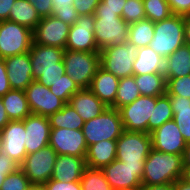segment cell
<instances>
[{"label":"cell","mask_w":190,"mask_h":190,"mask_svg":"<svg viewBox=\"0 0 190 190\" xmlns=\"http://www.w3.org/2000/svg\"><path fill=\"white\" fill-rule=\"evenodd\" d=\"M65 49L32 43L29 51L33 80L46 87L65 74L63 54Z\"/></svg>","instance_id":"obj_1"},{"label":"cell","mask_w":190,"mask_h":190,"mask_svg":"<svg viewBox=\"0 0 190 190\" xmlns=\"http://www.w3.org/2000/svg\"><path fill=\"white\" fill-rule=\"evenodd\" d=\"M183 156L163 153L153 148L145 160L142 184L164 185L183 177Z\"/></svg>","instance_id":"obj_2"},{"label":"cell","mask_w":190,"mask_h":190,"mask_svg":"<svg viewBox=\"0 0 190 190\" xmlns=\"http://www.w3.org/2000/svg\"><path fill=\"white\" fill-rule=\"evenodd\" d=\"M185 17L172 14L169 18L154 22V37L149 46L164 59L185 44Z\"/></svg>","instance_id":"obj_3"},{"label":"cell","mask_w":190,"mask_h":190,"mask_svg":"<svg viewBox=\"0 0 190 190\" xmlns=\"http://www.w3.org/2000/svg\"><path fill=\"white\" fill-rule=\"evenodd\" d=\"M94 18V37L100 50L128 41L129 24L116 11L95 10Z\"/></svg>","instance_id":"obj_4"},{"label":"cell","mask_w":190,"mask_h":190,"mask_svg":"<svg viewBox=\"0 0 190 190\" xmlns=\"http://www.w3.org/2000/svg\"><path fill=\"white\" fill-rule=\"evenodd\" d=\"M65 74L80 88H89L100 66V52L65 50L63 54Z\"/></svg>","instance_id":"obj_5"},{"label":"cell","mask_w":190,"mask_h":190,"mask_svg":"<svg viewBox=\"0 0 190 190\" xmlns=\"http://www.w3.org/2000/svg\"><path fill=\"white\" fill-rule=\"evenodd\" d=\"M82 131L87 146L102 140H117L124 131L119 110L108 107L97 117L84 122Z\"/></svg>","instance_id":"obj_6"},{"label":"cell","mask_w":190,"mask_h":190,"mask_svg":"<svg viewBox=\"0 0 190 190\" xmlns=\"http://www.w3.org/2000/svg\"><path fill=\"white\" fill-rule=\"evenodd\" d=\"M116 159L131 166H144L152 149L150 133L124 130L116 140Z\"/></svg>","instance_id":"obj_7"},{"label":"cell","mask_w":190,"mask_h":190,"mask_svg":"<svg viewBox=\"0 0 190 190\" xmlns=\"http://www.w3.org/2000/svg\"><path fill=\"white\" fill-rule=\"evenodd\" d=\"M138 48L128 41L123 44L108 46L101 49L100 66L117 78L134 76L133 63Z\"/></svg>","instance_id":"obj_8"},{"label":"cell","mask_w":190,"mask_h":190,"mask_svg":"<svg viewBox=\"0 0 190 190\" xmlns=\"http://www.w3.org/2000/svg\"><path fill=\"white\" fill-rule=\"evenodd\" d=\"M33 31L11 21L0 22V58L24 54L30 51Z\"/></svg>","instance_id":"obj_9"},{"label":"cell","mask_w":190,"mask_h":190,"mask_svg":"<svg viewBox=\"0 0 190 190\" xmlns=\"http://www.w3.org/2000/svg\"><path fill=\"white\" fill-rule=\"evenodd\" d=\"M57 153L51 146L28 154L20 169L32 184H44L52 177Z\"/></svg>","instance_id":"obj_10"},{"label":"cell","mask_w":190,"mask_h":190,"mask_svg":"<svg viewBox=\"0 0 190 190\" xmlns=\"http://www.w3.org/2000/svg\"><path fill=\"white\" fill-rule=\"evenodd\" d=\"M156 97H138L131 104L119 109L124 130L148 133V121H152Z\"/></svg>","instance_id":"obj_11"},{"label":"cell","mask_w":190,"mask_h":190,"mask_svg":"<svg viewBox=\"0 0 190 190\" xmlns=\"http://www.w3.org/2000/svg\"><path fill=\"white\" fill-rule=\"evenodd\" d=\"M143 169L144 166L125 165L115 159L101 170L113 190H137L142 184Z\"/></svg>","instance_id":"obj_12"},{"label":"cell","mask_w":190,"mask_h":190,"mask_svg":"<svg viewBox=\"0 0 190 190\" xmlns=\"http://www.w3.org/2000/svg\"><path fill=\"white\" fill-rule=\"evenodd\" d=\"M94 14L81 15L70 27L65 50L80 52H99L95 37Z\"/></svg>","instance_id":"obj_13"},{"label":"cell","mask_w":190,"mask_h":190,"mask_svg":"<svg viewBox=\"0 0 190 190\" xmlns=\"http://www.w3.org/2000/svg\"><path fill=\"white\" fill-rule=\"evenodd\" d=\"M49 146L57 155L77 157H86L88 149L82 129L51 128Z\"/></svg>","instance_id":"obj_14"},{"label":"cell","mask_w":190,"mask_h":190,"mask_svg":"<svg viewBox=\"0 0 190 190\" xmlns=\"http://www.w3.org/2000/svg\"><path fill=\"white\" fill-rule=\"evenodd\" d=\"M26 97L32 114L46 116L60 111L66 104L56 97L48 87L34 80L26 89Z\"/></svg>","instance_id":"obj_15"},{"label":"cell","mask_w":190,"mask_h":190,"mask_svg":"<svg viewBox=\"0 0 190 190\" xmlns=\"http://www.w3.org/2000/svg\"><path fill=\"white\" fill-rule=\"evenodd\" d=\"M70 27L53 15L41 18L33 30V42L65 49Z\"/></svg>","instance_id":"obj_16"},{"label":"cell","mask_w":190,"mask_h":190,"mask_svg":"<svg viewBox=\"0 0 190 190\" xmlns=\"http://www.w3.org/2000/svg\"><path fill=\"white\" fill-rule=\"evenodd\" d=\"M25 127L23 121H9L0 130V150L21 165L27 156L25 148Z\"/></svg>","instance_id":"obj_17"},{"label":"cell","mask_w":190,"mask_h":190,"mask_svg":"<svg viewBox=\"0 0 190 190\" xmlns=\"http://www.w3.org/2000/svg\"><path fill=\"white\" fill-rule=\"evenodd\" d=\"M150 134L154 150L183 156L187 143L173 119L165 122Z\"/></svg>","instance_id":"obj_18"},{"label":"cell","mask_w":190,"mask_h":190,"mask_svg":"<svg viewBox=\"0 0 190 190\" xmlns=\"http://www.w3.org/2000/svg\"><path fill=\"white\" fill-rule=\"evenodd\" d=\"M25 148L27 155L49 145L50 123L46 116L30 114L24 120Z\"/></svg>","instance_id":"obj_19"},{"label":"cell","mask_w":190,"mask_h":190,"mask_svg":"<svg viewBox=\"0 0 190 190\" xmlns=\"http://www.w3.org/2000/svg\"><path fill=\"white\" fill-rule=\"evenodd\" d=\"M4 61L11 89L25 91L34 81L29 52L6 57Z\"/></svg>","instance_id":"obj_20"},{"label":"cell","mask_w":190,"mask_h":190,"mask_svg":"<svg viewBox=\"0 0 190 190\" xmlns=\"http://www.w3.org/2000/svg\"><path fill=\"white\" fill-rule=\"evenodd\" d=\"M86 168L85 157L57 155L51 179L77 182L81 180Z\"/></svg>","instance_id":"obj_21"},{"label":"cell","mask_w":190,"mask_h":190,"mask_svg":"<svg viewBox=\"0 0 190 190\" xmlns=\"http://www.w3.org/2000/svg\"><path fill=\"white\" fill-rule=\"evenodd\" d=\"M69 103L84 122L97 117L108 108L89 88L80 89L70 98Z\"/></svg>","instance_id":"obj_22"},{"label":"cell","mask_w":190,"mask_h":190,"mask_svg":"<svg viewBox=\"0 0 190 190\" xmlns=\"http://www.w3.org/2000/svg\"><path fill=\"white\" fill-rule=\"evenodd\" d=\"M118 86L119 78L100 67L92 78L89 89L98 99L110 107L115 102Z\"/></svg>","instance_id":"obj_23"},{"label":"cell","mask_w":190,"mask_h":190,"mask_svg":"<svg viewBox=\"0 0 190 190\" xmlns=\"http://www.w3.org/2000/svg\"><path fill=\"white\" fill-rule=\"evenodd\" d=\"M116 140H102L88 146L86 165L92 169H102L116 159Z\"/></svg>","instance_id":"obj_24"},{"label":"cell","mask_w":190,"mask_h":190,"mask_svg":"<svg viewBox=\"0 0 190 190\" xmlns=\"http://www.w3.org/2000/svg\"><path fill=\"white\" fill-rule=\"evenodd\" d=\"M164 76L178 78L190 75V46L183 44L175 52L165 58Z\"/></svg>","instance_id":"obj_25"},{"label":"cell","mask_w":190,"mask_h":190,"mask_svg":"<svg viewBox=\"0 0 190 190\" xmlns=\"http://www.w3.org/2000/svg\"><path fill=\"white\" fill-rule=\"evenodd\" d=\"M165 59L151 49L150 46L140 47L133 63L134 75L163 74Z\"/></svg>","instance_id":"obj_26"},{"label":"cell","mask_w":190,"mask_h":190,"mask_svg":"<svg viewBox=\"0 0 190 190\" xmlns=\"http://www.w3.org/2000/svg\"><path fill=\"white\" fill-rule=\"evenodd\" d=\"M1 99L10 121H22L32 114L25 91L11 89Z\"/></svg>","instance_id":"obj_27"},{"label":"cell","mask_w":190,"mask_h":190,"mask_svg":"<svg viewBox=\"0 0 190 190\" xmlns=\"http://www.w3.org/2000/svg\"><path fill=\"white\" fill-rule=\"evenodd\" d=\"M41 18L28 0H15L10 9L8 21L35 29Z\"/></svg>","instance_id":"obj_28"},{"label":"cell","mask_w":190,"mask_h":190,"mask_svg":"<svg viewBox=\"0 0 190 190\" xmlns=\"http://www.w3.org/2000/svg\"><path fill=\"white\" fill-rule=\"evenodd\" d=\"M173 112V120L183 135L186 143H190V99L181 96H169Z\"/></svg>","instance_id":"obj_29"},{"label":"cell","mask_w":190,"mask_h":190,"mask_svg":"<svg viewBox=\"0 0 190 190\" xmlns=\"http://www.w3.org/2000/svg\"><path fill=\"white\" fill-rule=\"evenodd\" d=\"M134 78L141 95L159 97L166 94L167 81L164 74L134 75Z\"/></svg>","instance_id":"obj_30"},{"label":"cell","mask_w":190,"mask_h":190,"mask_svg":"<svg viewBox=\"0 0 190 190\" xmlns=\"http://www.w3.org/2000/svg\"><path fill=\"white\" fill-rule=\"evenodd\" d=\"M48 119L51 128L79 130L82 129L84 125V120L70 103H66L60 111L50 115Z\"/></svg>","instance_id":"obj_31"},{"label":"cell","mask_w":190,"mask_h":190,"mask_svg":"<svg viewBox=\"0 0 190 190\" xmlns=\"http://www.w3.org/2000/svg\"><path fill=\"white\" fill-rule=\"evenodd\" d=\"M154 37V22L149 19H142L129 24L128 42L137 48L147 47Z\"/></svg>","instance_id":"obj_32"},{"label":"cell","mask_w":190,"mask_h":190,"mask_svg":"<svg viewBox=\"0 0 190 190\" xmlns=\"http://www.w3.org/2000/svg\"><path fill=\"white\" fill-rule=\"evenodd\" d=\"M140 96V90L135 83L134 76L120 78L115 102L110 107L119 110L121 107L131 104Z\"/></svg>","instance_id":"obj_33"},{"label":"cell","mask_w":190,"mask_h":190,"mask_svg":"<svg viewBox=\"0 0 190 190\" xmlns=\"http://www.w3.org/2000/svg\"><path fill=\"white\" fill-rule=\"evenodd\" d=\"M173 119V112L170 103V97L166 93L156 97V105L153 107L152 121H148V133L160 127L167 121Z\"/></svg>","instance_id":"obj_34"},{"label":"cell","mask_w":190,"mask_h":190,"mask_svg":"<svg viewBox=\"0 0 190 190\" xmlns=\"http://www.w3.org/2000/svg\"><path fill=\"white\" fill-rule=\"evenodd\" d=\"M82 190H113L101 169L86 168L80 180Z\"/></svg>","instance_id":"obj_35"},{"label":"cell","mask_w":190,"mask_h":190,"mask_svg":"<svg viewBox=\"0 0 190 190\" xmlns=\"http://www.w3.org/2000/svg\"><path fill=\"white\" fill-rule=\"evenodd\" d=\"M146 19L152 22L162 21L172 15L167 0H143Z\"/></svg>","instance_id":"obj_36"},{"label":"cell","mask_w":190,"mask_h":190,"mask_svg":"<svg viewBox=\"0 0 190 190\" xmlns=\"http://www.w3.org/2000/svg\"><path fill=\"white\" fill-rule=\"evenodd\" d=\"M73 1L74 0H52V15L72 26L80 16L73 6Z\"/></svg>","instance_id":"obj_37"},{"label":"cell","mask_w":190,"mask_h":190,"mask_svg":"<svg viewBox=\"0 0 190 190\" xmlns=\"http://www.w3.org/2000/svg\"><path fill=\"white\" fill-rule=\"evenodd\" d=\"M50 91L65 103H69L70 98L80 90L75 82L67 75H62L49 87Z\"/></svg>","instance_id":"obj_38"},{"label":"cell","mask_w":190,"mask_h":190,"mask_svg":"<svg viewBox=\"0 0 190 190\" xmlns=\"http://www.w3.org/2000/svg\"><path fill=\"white\" fill-rule=\"evenodd\" d=\"M121 17L128 24L145 19L143 0H126Z\"/></svg>","instance_id":"obj_39"},{"label":"cell","mask_w":190,"mask_h":190,"mask_svg":"<svg viewBox=\"0 0 190 190\" xmlns=\"http://www.w3.org/2000/svg\"><path fill=\"white\" fill-rule=\"evenodd\" d=\"M166 93L169 96H181L190 99V75L166 79Z\"/></svg>","instance_id":"obj_40"},{"label":"cell","mask_w":190,"mask_h":190,"mask_svg":"<svg viewBox=\"0 0 190 190\" xmlns=\"http://www.w3.org/2000/svg\"><path fill=\"white\" fill-rule=\"evenodd\" d=\"M32 183L19 168L16 172L6 176L0 190H28Z\"/></svg>","instance_id":"obj_41"},{"label":"cell","mask_w":190,"mask_h":190,"mask_svg":"<svg viewBox=\"0 0 190 190\" xmlns=\"http://www.w3.org/2000/svg\"><path fill=\"white\" fill-rule=\"evenodd\" d=\"M46 190H82L80 181L65 182L50 179L43 184Z\"/></svg>","instance_id":"obj_42"},{"label":"cell","mask_w":190,"mask_h":190,"mask_svg":"<svg viewBox=\"0 0 190 190\" xmlns=\"http://www.w3.org/2000/svg\"><path fill=\"white\" fill-rule=\"evenodd\" d=\"M99 2L100 0H74L73 6L80 16L89 15L95 13Z\"/></svg>","instance_id":"obj_43"},{"label":"cell","mask_w":190,"mask_h":190,"mask_svg":"<svg viewBox=\"0 0 190 190\" xmlns=\"http://www.w3.org/2000/svg\"><path fill=\"white\" fill-rule=\"evenodd\" d=\"M172 14L190 16V0H167Z\"/></svg>","instance_id":"obj_44"},{"label":"cell","mask_w":190,"mask_h":190,"mask_svg":"<svg viewBox=\"0 0 190 190\" xmlns=\"http://www.w3.org/2000/svg\"><path fill=\"white\" fill-rule=\"evenodd\" d=\"M125 3L126 0H100L96 10L116 11V14L121 17Z\"/></svg>","instance_id":"obj_45"},{"label":"cell","mask_w":190,"mask_h":190,"mask_svg":"<svg viewBox=\"0 0 190 190\" xmlns=\"http://www.w3.org/2000/svg\"><path fill=\"white\" fill-rule=\"evenodd\" d=\"M36 9L40 18L52 15L53 4L52 0H28Z\"/></svg>","instance_id":"obj_46"},{"label":"cell","mask_w":190,"mask_h":190,"mask_svg":"<svg viewBox=\"0 0 190 190\" xmlns=\"http://www.w3.org/2000/svg\"><path fill=\"white\" fill-rule=\"evenodd\" d=\"M11 90L4 59L0 58V97Z\"/></svg>","instance_id":"obj_47"},{"label":"cell","mask_w":190,"mask_h":190,"mask_svg":"<svg viewBox=\"0 0 190 190\" xmlns=\"http://www.w3.org/2000/svg\"><path fill=\"white\" fill-rule=\"evenodd\" d=\"M20 165L6 154L0 153V170H18Z\"/></svg>","instance_id":"obj_48"},{"label":"cell","mask_w":190,"mask_h":190,"mask_svg":"<svg viewBox=\"0 0 190 190\" xmlns=\"http://www.w3.org/2000/svg\"><path fill=\"white\" fill-rule=\"evenodd\" d=\"M14 2L15 0H0V22L8 20Z\"/></svg>","instance_id":"obj_49"},{"label":"cell","mask_w":190,"mask_h":190,"mask_svg":"<svg viewBox=\"0 0 190 190\" xmlns=\"http://www.w3.org/2000/svg\"><path fill=\"white\" fill-rule=\"evenodd\" d=\"M137 190H175L174 183H168L164 185H146L141 184Z\"/></svg>","instance_id":"obj_50"},{"label":"cell","mask_w":190,"mask_h":190,"mask_svg":"<svg viewBox=\"0 0 190 190\" xmlns=\"http://www.w3.org/2000/svg\"><path fill=\"white\" fill-rule=\"evenodd\" d=\"M9 121L10 119L0 97V130L3 129Z\"/></svg>","instance_id":"obj_51"},{"label":"cell","mask_w":190,"mask_h":190,"mask_svg":"<svg viewBox=\"0 0 190 190\" xmlns=\"http://www.w3.org/2000/svg\"><path fill=\"white\" fill-rule=\"evenodd\" d=\"M175 190H190V183L183 178H179L174 182Z\"/></svg>","instance_id":"obj_52"},{"label":"cell","mask_w":190,"mask_h":190,"mask_svg":"<svg viewBox=\"0 0 190 190\" xmlns=\"http://www.w3.org/2000/svg\"><path fill=\"white\" fill-rule=\"evenodd\" d=\"M184 29H185V44L190 46V16H185Z\"/></svg>","instance_id":"obj_53"},{"label":"cell","mask_w":190,"mask_h":190,"mask_svg":"<svg viewBox=\"0 0 190 190\" xmlns=\"http://www.w3.org/2000/svg\"><path fill=\"white\" fill-rule=\"evenodd\" d=\"M184 167H190V143H187L183 153Z\"/></svg>","instance_id":"obj_54"},{"label":"cell","mask_w":190,"mask_h":190,"mask_svg":"<svg viewBox=\"0 0 190 190\" xmlns=\"http://www.w3.org/2000/svg\"><path fill=\"white\" fill-rule=\"evenodd\" d=\"M17 170H0V189L7 175L16 172Z\"/></svg>","instance_id":"obj_55"},{"label":"cell","mask_w":190,"mask_h":190,"mask_svg":"<svg viewBox=\"0 0 190 190\" xmlns=\"http://www.w3.org/2000/svg\"><path fill=\"white\" fill-rule=\"evenodd\" d=\"M185 181L190 183V167H184L183 177Z\"/></svg>","instance_id":"obj_56"},{"label":"cell","mask_w":190,"mask_h":190,"mask_svg":"<svg viewBox=\"0 0 190 190\" xmlns=\"http://www.w3.org/2000/svg\"><path fill=\"white\" fill-rule=\"evenodd\" d=\"M28 190H46L43 184H31Z\"/></svg>","instance_id":"obj_57"}]
</instances>
